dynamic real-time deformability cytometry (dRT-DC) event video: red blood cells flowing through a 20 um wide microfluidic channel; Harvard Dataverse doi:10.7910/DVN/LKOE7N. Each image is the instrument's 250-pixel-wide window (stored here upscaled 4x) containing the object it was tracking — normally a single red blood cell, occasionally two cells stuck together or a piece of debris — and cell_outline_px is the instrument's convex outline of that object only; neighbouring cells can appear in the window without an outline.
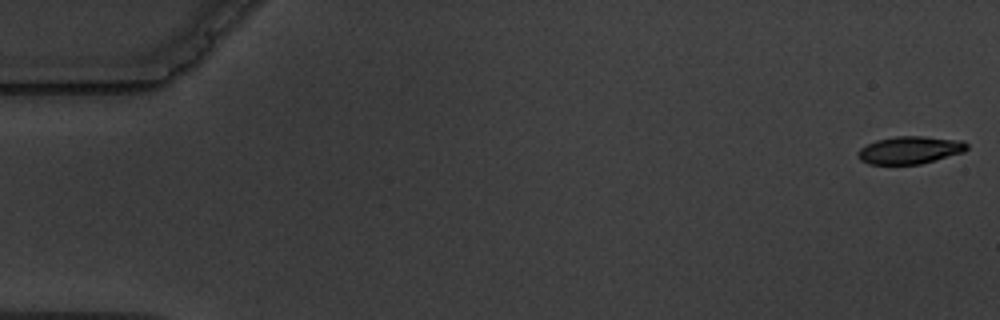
{"species": "common noctule bat (a hibernating species)", "species_latin": "Nyctalus noctula", "temperature_condition": "warm", "stored_images_in_passage": 3, "camera_frame_rate_fps": 3000, "um_per_image_px": 0.085, "animal": {"sex": "male", "body_mass_g": 19.5, "forearm_length_mm": 54.6}, "frame": {"image": 1, "passage_image": 1, "time_ms": 0.0, "image_size_px": [1000, 320], "cell_outline_px": [[968, 148], [964, 152], [920, 164], [868, 164], [860, 160], [856, 152], [860, 148], [876, 140], [896, 136], [924, 136], [964, 140], [968, 144]], "centroid_in_image_um": [77.35, 12.75], "position_along_channel_um": 7.6, "area_um2": 17.63}}